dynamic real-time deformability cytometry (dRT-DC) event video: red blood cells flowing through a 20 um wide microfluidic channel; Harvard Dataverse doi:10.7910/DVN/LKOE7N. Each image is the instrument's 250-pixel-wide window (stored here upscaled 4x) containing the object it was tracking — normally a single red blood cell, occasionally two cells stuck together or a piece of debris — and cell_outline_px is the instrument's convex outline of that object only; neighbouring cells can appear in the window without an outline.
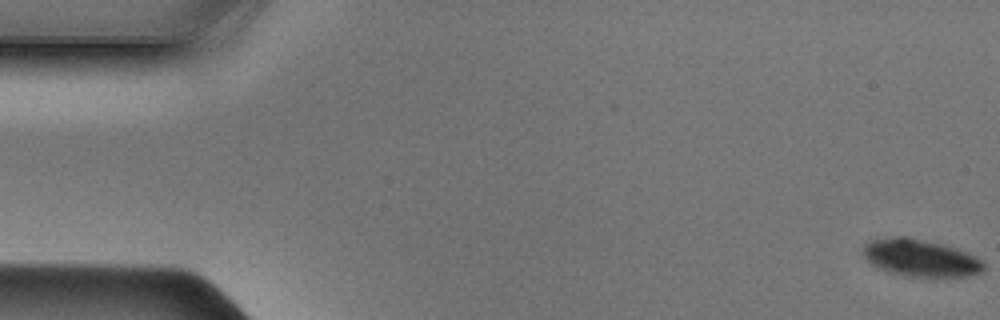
{"species": "Egyptian fruit bat (a non-hibernating species)", "species_latin": "Rousettus aegyptiacus", "temperature_condition": "cold", "stored_images_in_passage": 50, "segment_of_instrument_passage": [1, 2], "camera_frame_rate_fps": 3000, "um_per_image_px": 0.085, "animal": {"sex": "male"}, "frame": {"image": 1, "passage_image": 1, "time_ms": 0.0, "image_size_px": [1000, 320], "cell_outline_px": [[984, 268], [980, 272], [968, 276], [904, 276], [888, 272], [872, 264], [860, 252], [864, 244], [872, 240], [892, 236], [908, 236], [956, 248], [968, 252], [980, 260], [984, 264]], "centroid_in_image_um": [78.19, 21.91], "position_along_channel_um": 6.8, "area_um2": 26.01}}
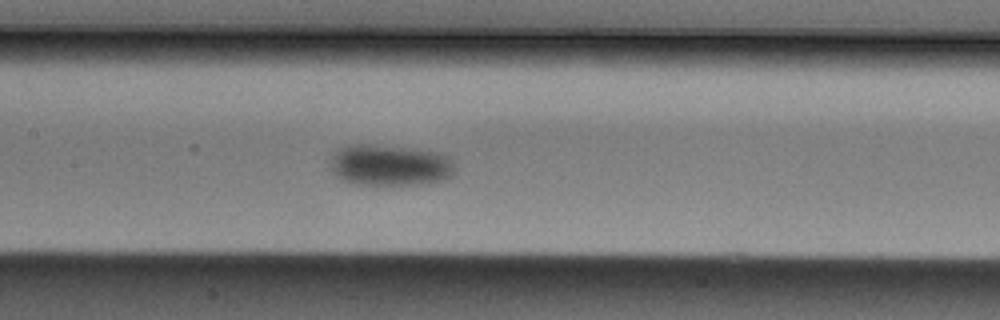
{"frame": {"image": 2, "passage_image": 23, "time_ms": 7.333, "image_size_px": [1000, 320], "cell_outline_px": [[456, 168], [452, 176], [444, 180], [420, 184], [360, 184], [344, 180], [336, 176], [328, 168], [328, 160], [336, 148], [348, 144], [368, 144], [412, 148], [436, 152], [448, 156], [452, 160]], "centroid_in_image_um": [33.09, 14.02], "position_along_channel_um": 174.3, "area_um2": 30.4}}
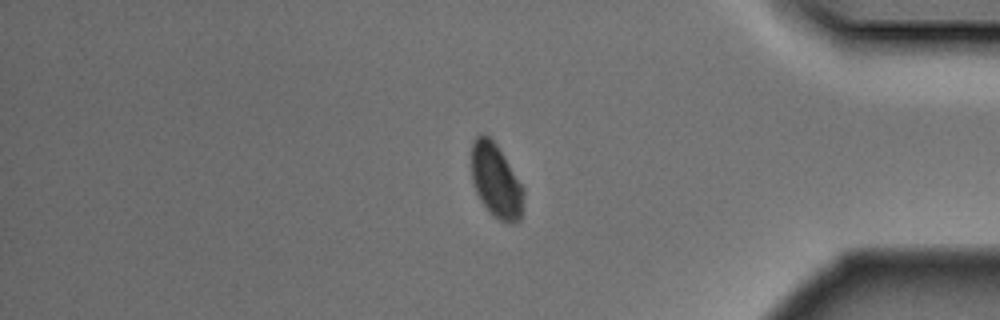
{"frame": {"image": 3, "passage_image": 41, "time_ms": 13.333, "image_size_px": [1000, 320], "cell_outline_px": [[524, 196], [520, 220], [508, 224], [492, 216], [488, 212], [480, 200], [476, 192], [472, 180], [472, 140], [480, 132], [484, 132], [496, 144], [504, 156], [524, 188]], "centroid_in_image_um": [42.15, 15.37], "position_along_channel_um": 393.1, "area_um2": 22.66}}